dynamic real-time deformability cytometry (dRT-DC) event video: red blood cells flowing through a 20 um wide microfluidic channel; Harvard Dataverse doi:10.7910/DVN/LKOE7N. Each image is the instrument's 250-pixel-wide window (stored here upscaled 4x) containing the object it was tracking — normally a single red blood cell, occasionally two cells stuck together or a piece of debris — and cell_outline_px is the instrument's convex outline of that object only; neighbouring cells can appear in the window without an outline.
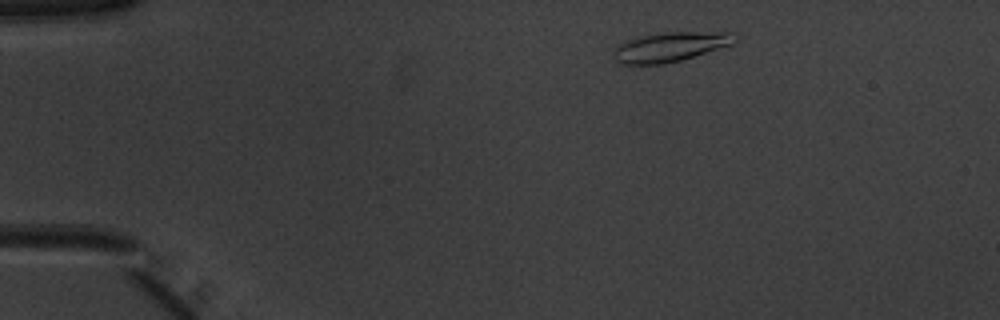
{"species": "common noctule bat (a hibernating species)", "species_latin": "Nyctalus noctula", "temperature_condition": "warm", "stored_images_in_passage": 46, "camera_frame_rate_fps": 3000, "um_per_image_px": 0.085, "animal": {"sex": "male", "body_mass_g": 20.1, "forearm_length_mm": 53.5}, "frame": {"image": 1, "passage_image": 4, "time_ms": 1.0, "image_size_px": [1000, 320], "cell_outline_px": [[736, 40], [732, 44], [680, 60], [664, 64], [620, 64], [616, 60], [612, 52], [620, 44], [636, 36], [660, 32], [732, 32]], "centroid_in_image_um": [56.92, 3.97], "position_along_channel_um": 28.1, "area_um2": 20.69}}
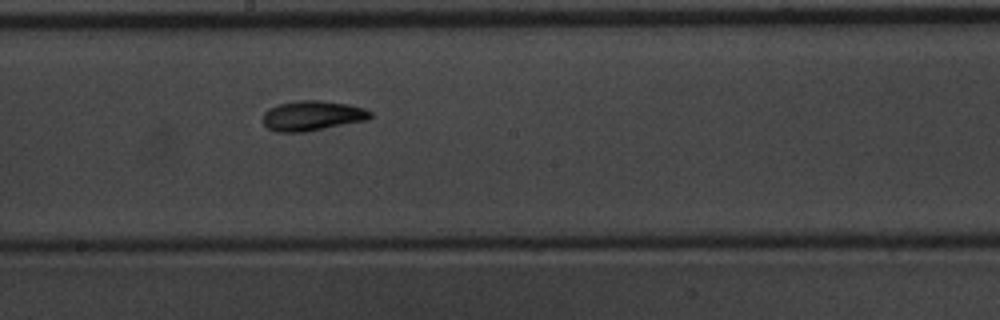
{"frame": {"image": 2, "passage_image": 24, "time_ms": 7.667, "image_size_px": [1000, 320], "cell_outline_px": [[372, 116], [368, 120], [304, 132], [276, 132], [268, 128], [264, 124], [264, 112], [268, 108], [280, 104], [296, 100], [320, 100], [348, 104], [364, 108], [372, 112]], "centroid_in_image_um": [26.56, 9.83], "position_along_channel_um": 221.6, "area_um2": 18.79}}
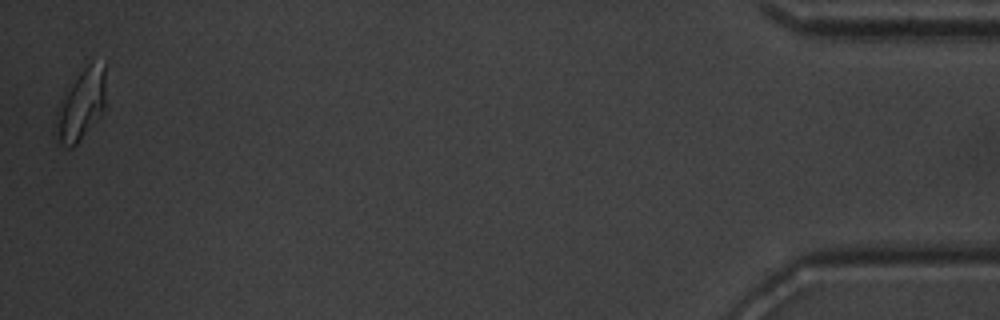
{"frame": {"image": 3, "passage_image": 46, "time_ms": 15.0, "image_size_px": [1000, 320], "cell_outline_px": [[104, 108], [76, 144], [72, 148], [64, 148], [52, 124], [60, 100], [80, 72], [88, 64], [104, 64]], "centroid_in_image_um": [6.83, 8.95], "position_along_channel_um": 428.4, "area_um2": 19.83}, "authors_computed_cell_mechanics": {"area_um2": 18.3515, "velocity_mm_per_s": 3.9746, "shape_relaxation_time_tau1_ms": 4.6522, "shape_relaxation_time_tau2_ms": 2.4717, "deformation_change_tau1": 0.1706, "deformation_change_tau2": 0.0767}}